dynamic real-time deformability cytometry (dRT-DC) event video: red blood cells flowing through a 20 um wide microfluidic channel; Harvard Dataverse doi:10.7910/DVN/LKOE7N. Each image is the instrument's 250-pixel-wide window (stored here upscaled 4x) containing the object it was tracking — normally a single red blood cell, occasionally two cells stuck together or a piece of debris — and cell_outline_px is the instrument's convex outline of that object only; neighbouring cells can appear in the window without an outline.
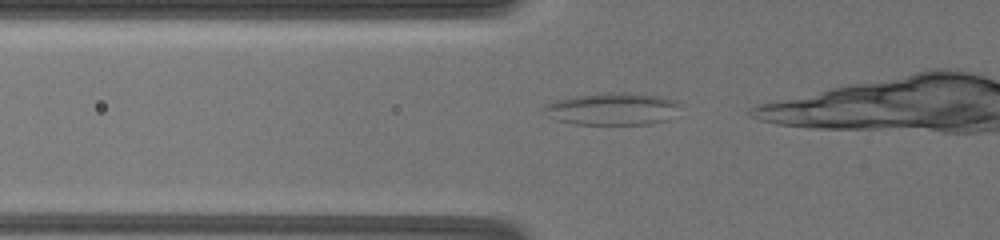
{"species": "common noctule bat (a hibernating species)", "species_latin": "Nyctalus noctula", "temperature_condition": "warm", "stored_images_in_passage": 16, "camera_frame_rate_fps": 3000, "um_per_image_px": 0.085, "animal": {"sex": "female", "body_mass_g": 19.5, "forearm_length_mm": 54.1}, "frame": {"image": 1, "passage_image": 3, "time_ms": 0.333, "image_size_px": [1000, 240], "cell_outline_px": [[680, 104], [668, 120], [648, 124], [572, 124], [556, 120], [548, 116], [540, 108], [544, 104], [556, 100], [572, 96], [608, 92], [632, 92], [660, 96], [676, 100]], "centroid_in_image_um": [51.99, 9.24], "position_along_channel_um": 73.8, "area_um2": 25.89}}
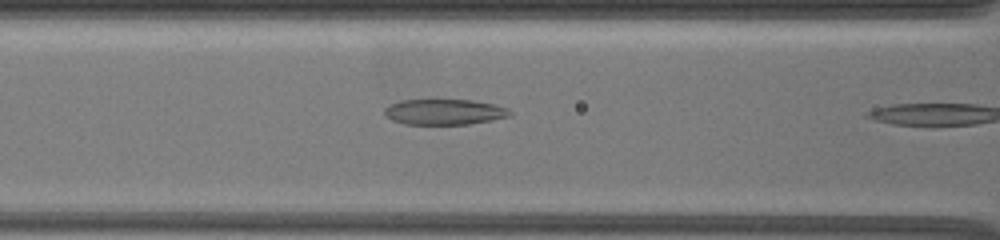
{"frame": {"image": 2, "passage_image": 10, "time_ms": 2.0, "image_size_px": [1000, 240], "cell_outline_px": [[512, 116], [492, 120], [468, 124], [404, 124], [392, 120], [384, 116], [384, 108], [388, 104], [400, 100], [432, 96], [472, 100], [492, 104], [508, 108], [512, 112]], "centroid_in_image_um": [37.7, 9.45], "position_along_channel_um": 128.9, "area_um2": 19.88}}
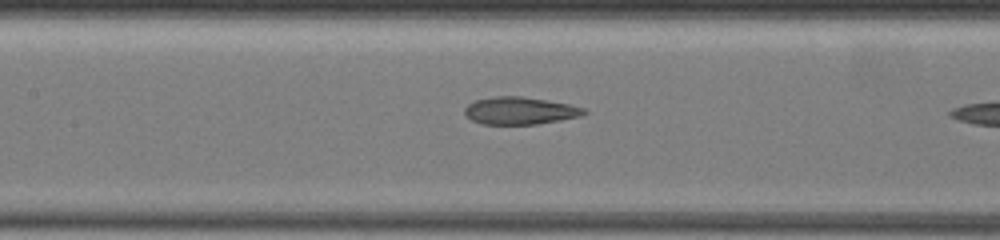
{"frame": {"image": 3, "passage_image": 15, "time_ms": 3.0, "image_size_px": [1000, 240], "cell_outline_px": [[588, 112], [580, 116], [560, 120], [536, 124], [480, 124], [464, 116], [464, 108], [468, 104], [476, 100], [496, 96], [520, 96], [568, 104], [584, 108]], "centroid_in_image_um": [44.15, 9.42], "position_along_channel_um": 163.3, "area_um2": 18.96}}